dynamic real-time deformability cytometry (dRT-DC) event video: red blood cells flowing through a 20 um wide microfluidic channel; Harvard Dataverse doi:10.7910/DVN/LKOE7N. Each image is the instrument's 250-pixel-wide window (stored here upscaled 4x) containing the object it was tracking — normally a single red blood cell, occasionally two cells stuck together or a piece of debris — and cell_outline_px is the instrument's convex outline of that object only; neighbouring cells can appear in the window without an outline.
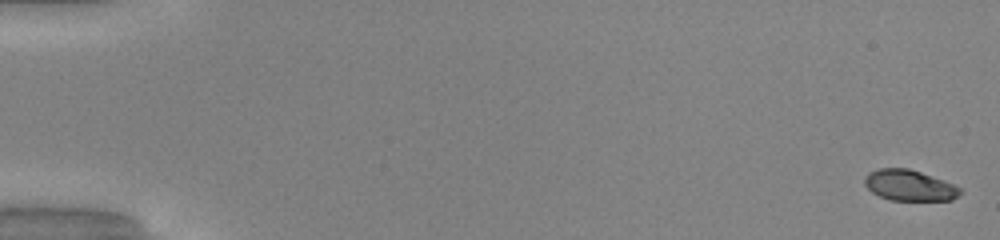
{"species": "common noctule bat (a hibernating species)", "species_latin": "Nyctalus noctula", "temperature_condition": "warm", "stored_images_in_passage": 51, "camera_frame_rate_fps": 3000, "um_per_image_px": 0.085, "animal": {"sex": "male", "body_mass_g": 20.0, "forearm_length_mm": 53.3}, "frame": {"image": 1, "passage_image": 1, "time_ms": 0.0, "image_size_px": [1000, 240], "cell_outline_px": [[964, 192], [952, 200], [888, 200], [872, 192], [864, 184], [864, 176], [868, 172], [880, 168], [908, 168], [920, 172], [952, 184], [960, 188]], "centroid_in_image_um": [77.27, 15.76], "position_along_channel_um": 7.7, "area_um2": 17.11}}
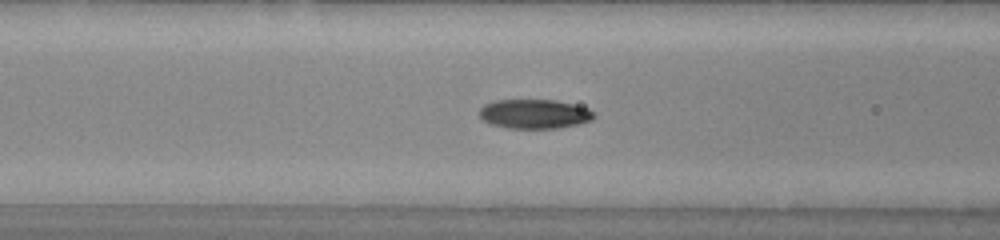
{"frame": {"image": 2, "passage_image": 22, "time_ms": 7.0, "image_size_px": [1000, 240], "cell_outline_px": [[596, 116], [592, 120], [580, 124], [556, 128], [508, 128], [488, 124], [480, 116], [480, 108], [484, 104], [496, 100], [552, 100], [572, 104], [588, 108], [596, 112]], "centroid_in_image_um": [45.44, 9.69], "position_along_channel_um": 121.2, "area_um2": 19.65}}
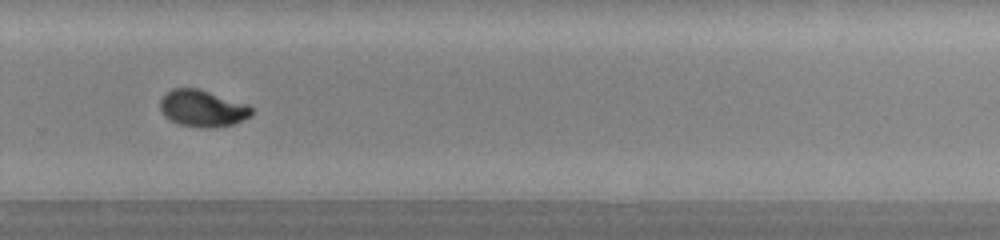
{"frame": {"image": 3, "passage_image": 36, "time_ms": 11.667, "image_size_px": [1000, 240], "cell_outline_px": [[252, 116], [232, 124], [212, 128], [200, 128], [180, 124], [164, 116], [160, 108], [160, 100], [172, 88], [200, 88], [248, 104], [252, 108]], "centroid_in_image_um": [17.23, 9.21], "position_along_channel_um": 312.6, "area_um2": 19.65}, "authors_computed_cell_mechanics": {"area_um2": 19.363, "velocity_mm_per_s": 4.1145, "shape_relaxation_time_tau1_ms": 3.7573, "shape_relaxation_time_tau2_ms": 1.0201, "deformation_change_tau1": 0.1882, "deformation_change_tau2": 0.0312}}